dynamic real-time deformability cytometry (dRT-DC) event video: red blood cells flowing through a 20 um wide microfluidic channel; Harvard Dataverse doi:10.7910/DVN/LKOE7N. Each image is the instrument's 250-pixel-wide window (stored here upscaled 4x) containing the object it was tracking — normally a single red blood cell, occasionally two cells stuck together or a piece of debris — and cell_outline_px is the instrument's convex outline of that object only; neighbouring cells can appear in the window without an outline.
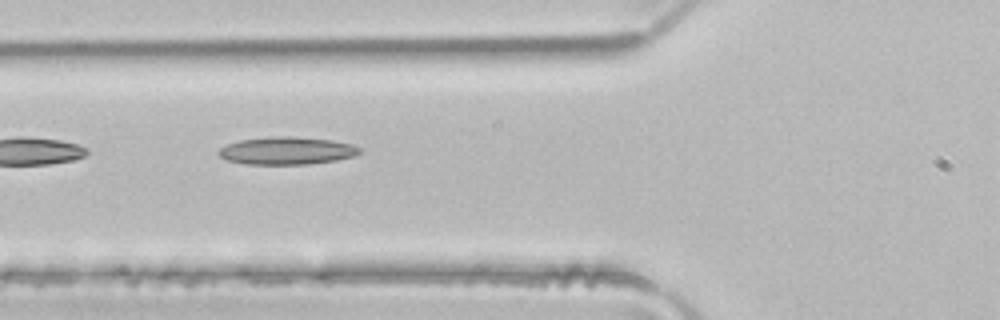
{"species": "common noctule bat (a hibernating species)", "species_latin": "Nyctalus noctula", "temperature_condition": "room temperature", "stored_images_in_passage": 4, "camera_frame_rate_fps": 3000, "um_per_image_px": 0.085, "animal": {"sex": "male", "body_mass_g": 21.5, "forearm_length_mm": 52.0}, "frame": {"image": 1, "passage_image": 2, "time_ms": 0.333, "image_size_px": [1000, 320], "cell_outline_px": [[360, 152], [352, 156], [336, 160], [308, 164], [244, 164], [228, 160], [220, 156], [216, 152], [220, 148], [228, 144], [240, 140], [272, 136], [296, 136], [332, 140], [352, 144], [360, 148]], "centroid_in_image_um": [24.36, 12.8], "position_along_channel_um": 101.4, "area_um2": 22.66}}
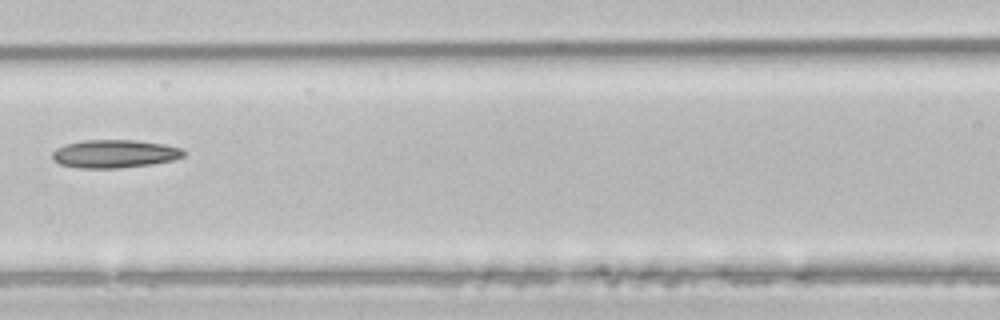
{"frame": {"image": 2, "passage_image": 3, "time_ms": 0.667, "image_size_px": [1000, 320], "cell_outline_px": [[188, 152], [184, 156], [172, 160], [152, 164], [120, 168], [80, 168], [60, 164], [52, 160], [52, 152], [56, 148], [64, 144], [84, 140], [132, 140], [164, 144], [184, 148]], "centroid_in_image_um": [9.75, 13.07], "position_along_channel_um": 156.8, "area_um2": 21.73}}
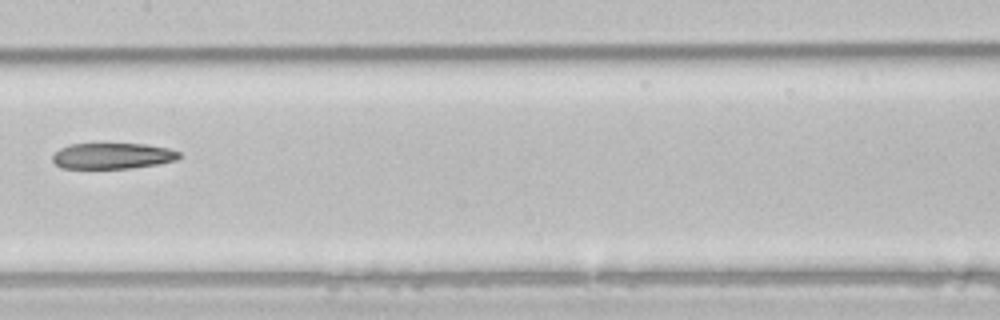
{"frame": {"image": 3, "passage_image": 4, "time_ms": 1.0, "image_size_px": [1000, 320], "cell_outline_px": [[180, 156], [176, 160], [160, 164], [132, 168], [60, 168], [52, 160], [52, 156], [60, 148], [68, 144], [148, 144], [168, 148], [180, 152]], "centroid_in_image_um": [9.58, 13.25], "position_along_channel_um": 197.8, "area_um2": 19.19}}